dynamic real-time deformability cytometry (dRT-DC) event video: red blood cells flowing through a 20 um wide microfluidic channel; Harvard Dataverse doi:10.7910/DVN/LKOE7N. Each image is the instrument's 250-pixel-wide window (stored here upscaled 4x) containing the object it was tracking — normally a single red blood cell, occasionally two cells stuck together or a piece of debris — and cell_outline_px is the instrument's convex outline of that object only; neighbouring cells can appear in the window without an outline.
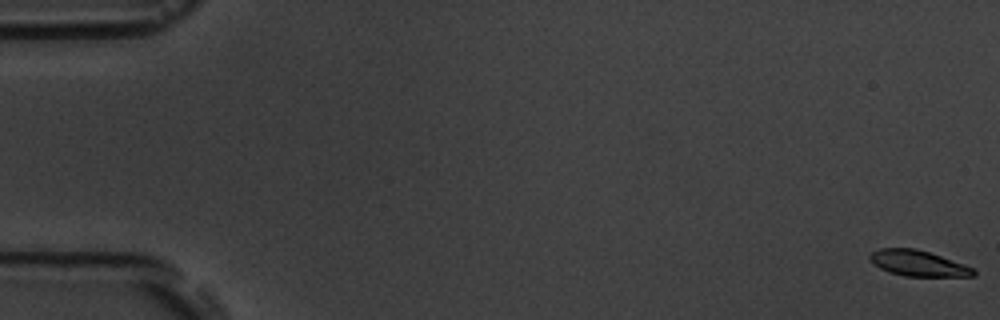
{"species": "common noctule bat (a hibernating species)", "species_latin": "Nyctalus noctula", "temperature_condition": "room temperature", "stored_images_in_passage": 4, "camera_frame_rate_fps": 3000, "um_per_image_px": 0.085, "animal": {"sex": "male", "body_mass_g": 19.5, "forearm_length_mm": 54.6}, "frame": {"image": 1, "passage_image": 1, "time_ms": 0.0, "image_size_px": [1000, 320], "cell_outline_px": [[976, 276], [904, 276], [888, 272], [880, 268], [868, 260], [868, 256], [872, 252], [880, 248], [916, 248], [964, 264], [972, 268], [976, 272]], "centroid_in_image_um": [78.0, 22.38], "position_along_channel_um": 7.0, "area_um2": 15.49}}
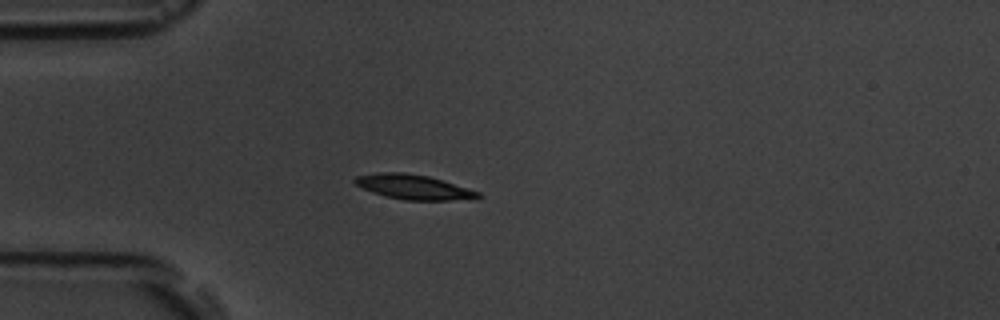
{"frame": {"image": 2, "passage_image": 4, "time_ms": 5.0, "image_size_px": [1000, 320], "cell_outline_px": [[480, 196], [476, 200], [404, 200], [384, 196], [372, 192], [356, 184], [352, 180], [356, 176], [380, 172], [404, 172], [428, 176], [480, 192]], "centroid_in_image_um": [35.17, 15.9], "position_along_channel_um": 49.8, "area_um2": 17.74}}